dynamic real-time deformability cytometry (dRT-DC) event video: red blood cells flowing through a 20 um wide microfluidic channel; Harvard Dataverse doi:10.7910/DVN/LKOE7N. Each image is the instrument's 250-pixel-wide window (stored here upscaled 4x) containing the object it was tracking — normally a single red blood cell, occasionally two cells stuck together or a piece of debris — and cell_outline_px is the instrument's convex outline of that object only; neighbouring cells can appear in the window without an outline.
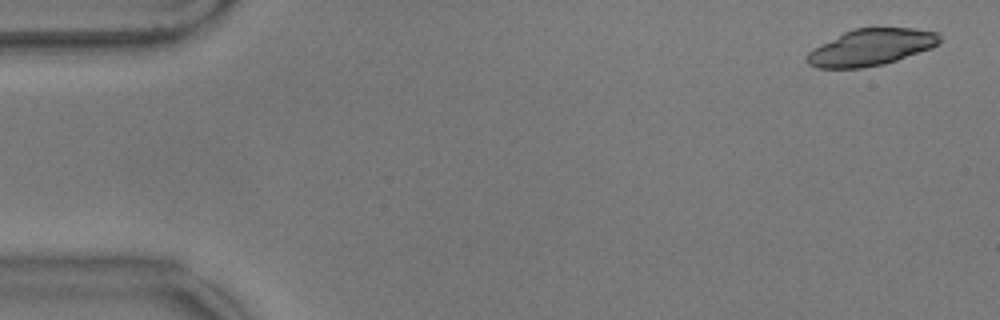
{"species": "common noctule bat (a hibernating species)", "species_latin": "Nyctalus noctula", "temperature_condition": "warm", "stored_images_in_passage": 56, "camera_frame_rate_fps": 3000, "um_per_image_px": 0.085, "animal": {"sex": "male", "body_mass_g": 17.9}, "frame": {"image": 1, "passage_image": 2, "time_ms": 0.333, "image_size_px": [1000, 320], "cell_outline_px": [[940, 44], [932, 48], [884, 64], [860, 68], [816, 68], [808, 64], [808, 52], [812, 48], [852, 28], [916, 28], [940, 32]], "centroid_in_image_um": [74.07, 4.01], "position_along_channel_um": 10.9, "area_um2": 28.38}}